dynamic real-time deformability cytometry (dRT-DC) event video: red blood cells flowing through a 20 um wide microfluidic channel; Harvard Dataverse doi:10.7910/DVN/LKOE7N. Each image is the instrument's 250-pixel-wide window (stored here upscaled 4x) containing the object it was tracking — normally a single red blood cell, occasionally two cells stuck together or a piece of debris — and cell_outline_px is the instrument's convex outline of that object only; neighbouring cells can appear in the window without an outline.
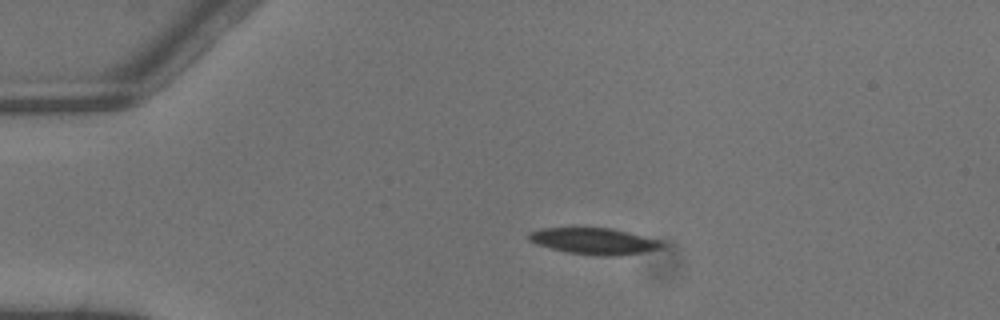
{"species": "common noctule bat (a hibernating species)", "species_latin": "Nyctalus noctula", "temperature_condition": "warm", "stored_images_in_passage": 3, "camera_frame_rate_fps": 3000, "um_per_image_px": 0.085, "animal": {"sex": "male", "body_mass_g": 13.3}, "frame": {"image": 1, "passage_image": 2, "time_ms": 0.333, "image_size_px": [1000, 320], "cell_outline_px": [[664, 244], [660, 248], [644, 252], [620, 256], [604, 256], [568, 252], [536, 244], [528, 240], [528, 232], [540, 228], [612, 228], [660, 240]], "centroid_in_image_um": [50.49, 20.49], "position_along_channel_um": 34.5, "area_um2": 20.35}}